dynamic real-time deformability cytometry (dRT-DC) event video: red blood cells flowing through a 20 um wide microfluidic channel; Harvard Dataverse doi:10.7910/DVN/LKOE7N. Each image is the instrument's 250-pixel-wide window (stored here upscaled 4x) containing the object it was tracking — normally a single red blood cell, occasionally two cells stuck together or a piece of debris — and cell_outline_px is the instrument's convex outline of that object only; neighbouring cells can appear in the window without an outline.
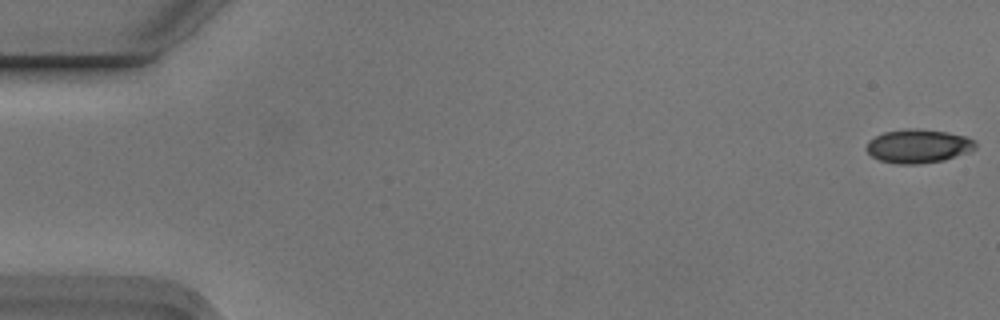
{"species": "Egyptian fruit bat (a non-hibernating species)", "species_latin": "Rousettus aegyptiacus", "temperature_condition": "cold", "stored_images_in_passage": 5, "camera_frame_rate_fps": 3000, "um_per_image_px": 0.085, "animal": {"sex": "male"}, "frame": {"image": 1, "passage_image": 1, "time_ms": 0.0, "image_size_px": [1000, 320], "cell_outline_px": [[976, 148], [968, 152], [944, 160], [920, 164], [900, 164], [880, 160], [872, 156], [864, 148], [868, 140], [884, 132], [908, 128], [920, 128], [948, 132], [964, 136], [976, 140]], "centroid_in_image_um": [78.05, 12.41], "position_along_channel_um": 7.0, "area_um2": 21.56}}
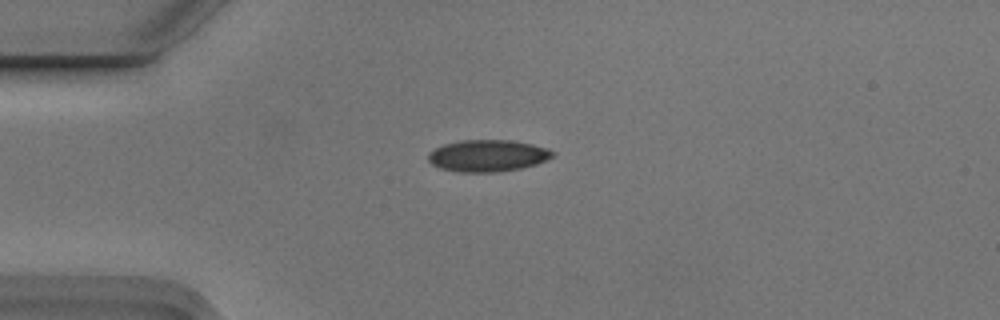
{"frame": {"image": 2, "passage_image": 5, "time_ms": 1.333, "image_size_px": [1000, 320], "cell_outline_px": [[556, 152], [552, 156], [536, 164], [520, 168], [496, 172], [456, 172], [440, 168], [432, 164], [428, 160], [428, 152], [444, 144], [460, 140], [512, 140], [532, 144], [548, 148]], "centroid_in_image_um": [41.43, 13.23], "position_along_channel_um": 43.6, "area_um2": 23.06}}